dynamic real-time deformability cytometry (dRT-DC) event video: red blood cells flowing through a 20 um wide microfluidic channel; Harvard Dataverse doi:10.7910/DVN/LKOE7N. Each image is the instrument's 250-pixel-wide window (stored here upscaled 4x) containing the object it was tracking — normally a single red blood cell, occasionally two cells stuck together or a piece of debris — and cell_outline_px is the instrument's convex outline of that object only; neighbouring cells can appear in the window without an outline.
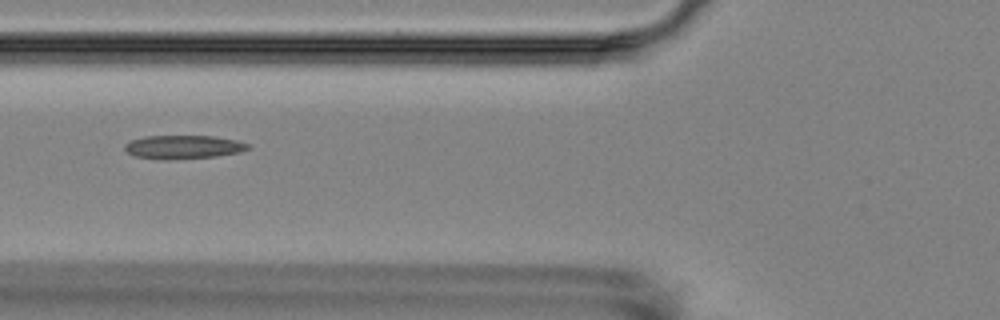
{"species": "Egyptian fruit bat (a non-hibernating species)", "species_latin": "Rousettus aegyptiacus", "temperature_condition": "room temperature", "stored_images_in_passage": 4, "camera_frame_rate_fps": 3000, "um_per_image_px": 0.085, "animal": {"sex": "female"}, "frame": {"image": 1, "passage_image": 2, "time_ms": 1.333, "image_size_px": [1000, 320], "cell_outline_px": [[248, 148], [240, 152], [216, 156], [168, 160], [160, 160], [132, 156], [124, 148], [124, 144], [132, 140], [144, 136], [216, 136], [236, 140], [248, 144]], "centroid_in_image_um": [15.53, 12.5], "position_along_channel_um": 110.3, "area_um2": 16.99}}
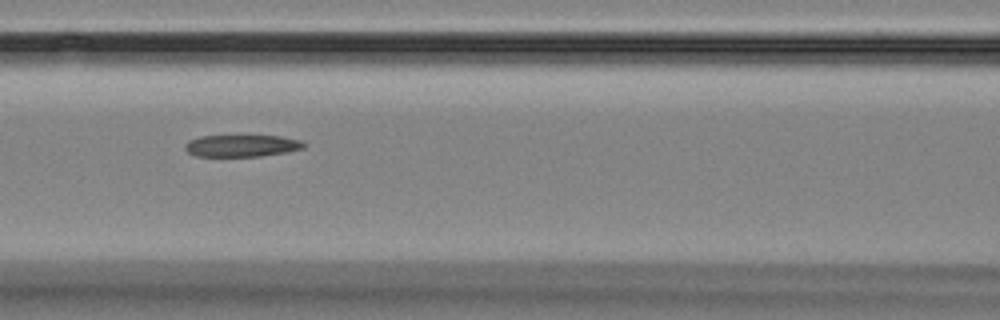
{"frame": {"image": 2, "passage_image": 3, "time_ms": 2.333, "image_size_px": [1000, 320], "cell_outline_px": [[308, 144], [304, 148], [288, 152], [260, 156], [196, 156], [188, 152], [184, 148], [184, 144], [188, 140], [200, 136], [280, 136], [304, 140]], "centroid_in_image_um": [20.59, 12.38], "position_along_channel_um": 146.0, "area_um2": 15.37}}
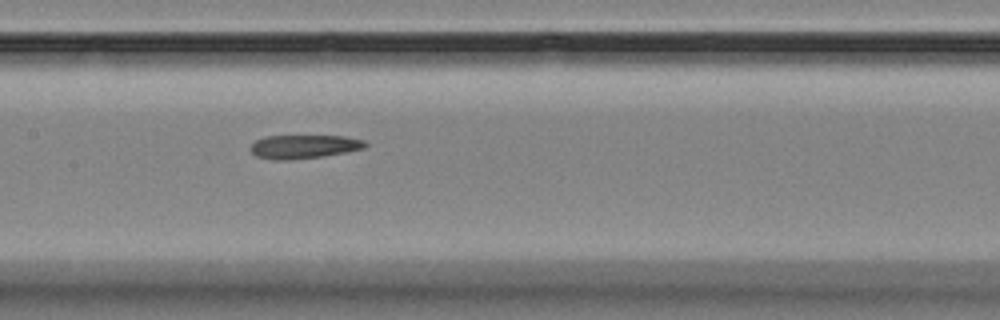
{"frame": {"image": 3, "passage_image": 4, "time_ms": 3.333, "image_size_px": [1000, 320], "cell_outline_px": [[368, 144], [364, 148], [348, 152], [324, 156], [288, 160], [272, 160], [256, 156], [252, 152], [252, 144], [256, 140], [264, 136], [344, 136], [364, 140]], "centroid_in_image_um": [25.85, 12.47], "position_along_channel_um": 181.5, "area_um2": 15.84}}